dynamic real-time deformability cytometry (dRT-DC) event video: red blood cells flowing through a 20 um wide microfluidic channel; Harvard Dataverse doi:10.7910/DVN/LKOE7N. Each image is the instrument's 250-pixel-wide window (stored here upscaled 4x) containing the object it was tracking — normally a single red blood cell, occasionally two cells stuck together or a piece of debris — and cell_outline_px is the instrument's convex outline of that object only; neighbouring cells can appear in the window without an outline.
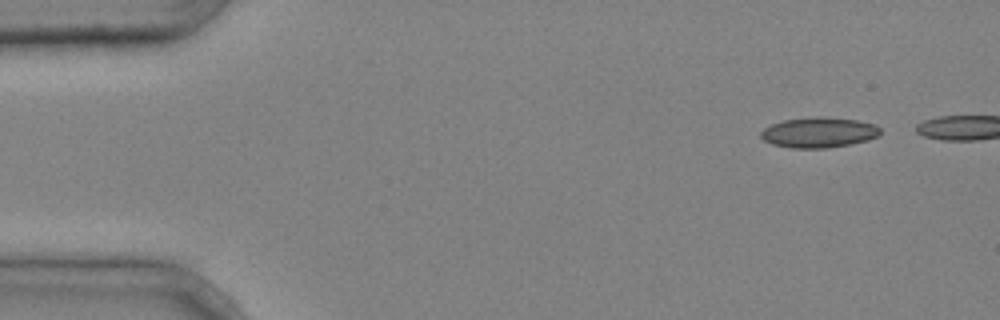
{"species": "common noctule bat (a hibernating species)", "species_latin": "Nyctalus noctula", "temperature_condition": "cold", "stored_images_in_passage": 5, "camera_frame_rate_fps": 3000, "um_per_image_px": 0.085, "animal": {"sex": "male", "body_mass_g": 20.4}, "frame": {"image": 1, "passage_image": 1, "time_ms": 0.0, "image_size_px": [1000, 320], "cell_outline_px": [[880, 132], [876, 136], [868, 140], [848, 144], [824, 148], [792, 148], [772, 144], [764, 140], [760, 136], [760, 132], [764, 128], [772, 124], [784, 120], [816, 116], [820, 116], [856, 120], [872, 124], [880, 128]], "centroid_in_image_um": [69.55, 11.25], "position_along_channel_um": 15.4, "area_um2": 20.87}}